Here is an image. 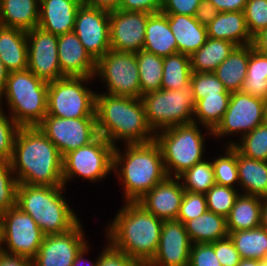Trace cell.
Here are the masks:
<instances>
[{
    "label": "cell",
    "instance_id": "obj_44",
    "mask_svg": "<svg viewBox=\"0 0 267 266\" xmlns=\"http://www.w3.org/2000/svg\"><path fill=\"white\" fill-rule=\"evenodd\" d=\"M243 13L251 37L267 28V0H248Z\"/></svg>",
    "mask_w": 267,
    "mask_h": 266
},
{
    "label": "cell",
    "instance_id": "obj_25",
    "mask_svg": "<svg viewBox=\"0 0 267 266\" xmlns=\"http://www.w3.org/2000/svg\"><path fill=\"white\" fill-rule=\"evenodd\" d=\"M206 28L210 38L227 40L236 46L252 44L243 11L219 12Z\"/></svg>",
    "mask_w": 267,
    "mask_h": 266
},
{
    "label": "cell",
    "instance_id": "obj_28",
    "mask_svg": "<svg viewBox=\"0 0 267 266\" xmlns=\"http://www.w3.org/2000/svg\"><path fill=\"white\" fill-rule=\"evenodd\" d=\"M264 198L252 195H239L226 217L228 232L250 230L260 227L261 209Z\"/></svg>",
    "mask_w": 267,
    "mask_h": 266
},
{
    "label": "cell",
    "instance_id": "obj_55",
    "mask_svg": "<svg viewBox=\"0 0 267 266\" xmlns=\"http://www.w3.org/2000/svg\"><path fill=\"white\" fill-rule=\"evenodd\" d=\"M120 1L121 0H82V3L110 13L119 9Z\"/></svg>",
    "mask_w": 267,
    "mask_h": 266
},
{
    "label": "cell",
    "instance_id": "obj_35",
    "mask_svg": "<svg viewBox=\"0 0 267 266\" xmlns=\"http://www.w3.org/2000/svg\"><path fill=\"white\" fill-rule=\"evenodd\" d=\"M192 69L190 56L175 53L163 58L161 89L178 90L190 85Z\"/></svg>",
    "mask_w": 267,
    "mask_h": 266
},
{
    "label": "cell",
    "instance_id": "obj_33",
    "mask_svg": "<svg viewBox=\"0 0 267 266\" xmlns=\"http://www.w3.org/2000/svg\"><path fill=\"white\" fill-rule=\"evenodd\" d=\"M241 259H267V230L261 226L250 230L228 232Z\"/></svg>",
    "mask_w": 267,
    "mask_h": 266
},
{
    "label": "cell",
    "instance_id": "obj_16",
    "mask_svg": "<svg viewBox=\"0 0 267 266\" xmlns=\"http://www.w3.org/2000/svg\"><path fill=\"white\" fill-rule=\"evenodd\" d=\"M26 33L28 70L46 82L65 77L59 66L58 36L39 27L28 30Z\"/></svg>",
    "mask_w": 267,
    "mask_h": 266
},
{
    "label": "cell",
    "instance_id": "obj_48",
    "mask_svg": "<svg viewBox=\"0 0 267 266\" xmlns=\"http://www.w3.org/2000/svg\"><path fill=\"white\" fill-rule=\"evenodd\" d=\"M214 252L222 266H237L241 257L229 235L214 242Z\"/></svg>",
    "mask_w": 267,
    "mask_h": 266
},
{
    "label": "cell",
    "instance_id": "obj_11",
    "mask_svg": "<svg viewBox=\"0 0 267 266\" xmlns=\"http://www.w3.org/2000/svg\"><path fill=\"white\" fill-rule=\"evenodd\" d=\"M95 74L100 75L115 96L141 98L140 78L134 52L109 50L96 61Z\"/></svg>",
    "mask_w": 267,
    "mask_h": 266
},
{
    "label": "cell",
    "instance_id": "obj_51",
    "mask_svg": "<svg viewBox=\"0 0 267 266\" xmlns=\"http://www.w3.org/2000/svg\"><path fill=\"white\" fill-rule=\"evenodd\" d=\"M164 0H121L119 10L146 13L161 12Z\"/></svg>",
    "mask_w": 267,
    "mask_h": 266
},
{
    "label": "cell",
    "instance_id": "obj_10",
    "mask_svg": "<svg viewBox=\"0 0 267 266\" xmlns=\"http://www.w3.org/2000/svg\"><path fill=\"white\" fill-rule=\"evenodd\" d=\"M115 146L98 136L86 146L70 151L62 158V177L65 183L73 176H82L90 181L104 178L113 170Z\"/></svg>",
    "mask_w": 267,
    "mask_h": 266
},
{
    "label": "cell",
    "instance_id": "obj_49",
    "mask_svg": "<svg viewBox=\"0 0 267 266\" xmlns=\"http://www.w3.org/2000/svg\"><path fill=\"white\" fill-rule=\"evenodd\" d=\"M109 246L99 255L97 266H142L138 261L132 259L124 252L116 250L113 246Z\"/></svg>",
    "mask_w": 267,
    "mask_h": 266
},
{
    "label": "cell",
    "instance_id": "obj_9",
    "mask_svg": "<svg viewBox=\"0 0 267 266\" xmlns=\"http://www.w3.org/2000/svg\"><path fill=\"white\" fill-rule=\"evenodd\" d=\"M92 78L65 76L48 82L47 115L96 118V93L81 84Z\"/></svg>",
    "mask_w": 267,
    "mask_h": 266
},
{
    "label": "cell",
    "instance_id": "obj_12",
    "mask_svg": "<svg viewBox=\"0 0 267 266\" xmlns=\"http://www.w3.org/2000/svg\"><path fill=\"white\" fill-rule=\"evenodd\" d=\"M0 217L3 243L7 244L8 249L2 251L32 260L38 253L45 237L37 223L17 206L1 213Z\"/></svg>",
    "mask_w": 267,
    "mask_h": 266
},
{
    "label": "cell",
    "instance_id": "obj_30",
    "mask_svg": "<svg viewBox=\"0 0 267 266\" xmlns=\"http://www.w3.org/2000/svg\"><path fill=\"white\" fill-rule=\"evenodd\" d=\"M239 182L245 195L267 199V161L248 158L237 151Z\"/></svg>",
    "mask_w": 267,
    "mask_h": 266
},
{
    "label": "cell",
    "instance_id": "obj_8",
    "mask_svg": "<svg viewBox=\"0 0 267 266\" xmlns=\"http://www.w3.org/2000/svg\"><path fill=\"white\" fill-rule=\"evenodd\" d=\"M146 120L153 132L195 122L191 85L178 90L160 89L142 96Z\"/></svg>",
    "mask_w": 267,
    "mask_h": 266
},
{
    "label": "cell",
    "instance_id": "obj_4",
    "mask_svg": "<svg viewBox=\"0 0 267 266\" xmlns=\"http://www.w3.org/2000/svg\"><path fill=\"white\" fill-rule=\"evenodd\" d=\"M126 151L123 156L115 146L113 169L123 178L126 201L137 202L168 176L161 149L155 140L147 143L127 144ZM119 165H123L120 171L117 170Z\"/></svg>",
    "mask_w": 267,
    "mask_h": 266
},
{
    "label": "cell",
    "instance_id": "obj_17",
    "mask_svg": "<svg viewBox=\"0 0 267 266\" xmlns=\"http://www.w3.org/2000/svg\"><path fill=\"white\" fill-rule=\"evenodd\" d=\"M87 245L80 222L62 234L45 235L32 266H72L79 252Z\"/></svg>",
    "mask_w": 267,
    "mask_h": 266
},
{
    "label": "cell",
    "instance_id": "obj_47",
    "mask_svg": "<svg viewBox=\"0 0 267 266\" xmlns=\"http://www.w3.org/2000/svg\"><path fill=\"white\" fill-rule=\"evenodd\" d=\"M188 266H222L214 252V243L193 244Z\"/></svg>",
    "mask_w": 267,
    "mask_h": 266
},
{
    "label": "cell",
    "instance_id": "obj_52",
    "mask_svg": "<svg viewBox=\"0 0 267 266\" xmlns=\"http://www.w3.org/2000/svg\"><path fill=\"white\" fill-rule=\"evenodd\" d=\"M218 13L219 11L209 0H202L195 11L194 18L206 26L216 18Z\"/></svg>",
    "mask_w": 267,
    "mask_h": 266
},
{
    "label": "cell",
    "instance_id": "obj_3",
    "mask_svg": "<svg viewBox=\"0 0 267 266\" xmlns=\"http://www.w3.org/2000/svg\"><path fill=\"white\" fill-rule=\"evenodd\" d=\"M95 115L98 135L114 146L119 139L127 144L155 140L141 98L96 94Z\"/></svg>",
    "mask_w": 267,
    "mask_h": 266
},
{
    "label": "cell",
    "instance_id": "obj_1",
    "mask_svg": "<svg viewBox=\"0 0 267 266\" xmlns=\"http://www.w3.org/2000/svg\"><path fill=\"white\" fill-rule=\"evenodd\" d=\"M62 156L54 143L37 127H20L10 160L19 184L64 186Z\"/></svg>",
    "mask_w": 267,
    "mask_h": 266
},
{
    "label": "cell",
    "instance_id": "obj_22",
    "mask_svg": "<svg viewBox=\"0 0 267 266\" xmlns=\"http://www.w3.org/2000/svg\"><path fill=\"white\" fill-rule=\"evenodd\" d=\"M81 4L82 0H40L38 27L56 36L73 32Z\"/></svg>",
    "mask_w": 267,
    "mask_h": 266
},
{
    "label": "cell",
    "instance_id": "obj_45",
    "mask_svg": "<svg viewBox=\"0 0 267 266\" xmlns=\"http://www.w3.org/2000/svg\"><path fill=\"white\" fill-rule=\"evenodd\" d=\"M20 126L3 113L0 103V161H9L13 155L14 141Z\"/></svg>",
    "mask_w": 267,
    "mask_h": 266
},
{
    "label": "cell",
    "instance_id": "obj_43",
    "mask_svg": "<svg viewBox=\"0 0 267 266\" xmlns=\"http://www.w3.org/2000/svg\"><path fill=\"white\" fill-rule=\"evenodd\" d=\"M9 161H0V214L16 206L18 180Z\"/></svg>",
    "mask_w": 267,
    "mask_h": 266
},
{
    "label": "cell",
    "instance_id": "obj_34",
    "mask_svg": "<svg viewBox=\"0 0 267 266\" xmlns=\"http://www.w3.org/2000/svg\"><path fill=\"white\" fill-rule=\"evenodd\" d=\"M240 92L264 100L267 98V56L257 52L251 44L247 74Z\"/></svg>",
    "mask_w": 267,
    "mask_h": 266
},
{
    "label": "cell",
    "instance_id": "obj_41",
    "mask_svg": "<svg viewBox=\"0 0 267 266\" xmlns=\"http://www.w3.org/2000/svg\"><path fill=\"white\" fill-rule=\"evenodd\" d=\"M227 147L226 155L215 159L212 167L216 184L234 188L233 184L239 182L237 150L232 145Z\"/></svg>",
    "mask_w": 267,
    "mask_h": 266
},
{
    "label": "cell",
    "instance_id": "obj_27",
    "mask_svg": "<svg viewBox=\"0 0 267 266\" xmlns=\"http://www.w3.org/2000/svg\"><path fill=\"white\" fill-rule=\"evenodd\" d=\"M40 0H2L0 25L28 31L38 27Z\"/></svg>",
    "mask_w": 267,
    "mask_h": 266
},
{
    "label": "cell",
    "instance_id": "obj_58",
    "mask_svg": "<svg viewBox=\"0 0 267 266\" xmlns=\"http://www.w3.org/2000/svg\"><path fill=\"white\" fill-rule=\"evenodd\" d=\"M260 226L267 230V199H264L263 201Z\"/></svg>",
    "mask_w": 267,
    "mask_h": 266
},
{
    "label": "cell",
    "instance_id": "obj_56",
    "mask_svg": "<svg viewBox=\"0 0 267 266\" xmlns=\"http://www.w3.org/2000/svg\"><path fill=\"white\" fill-rule=\"evenodd\" d=\"M251 45L257 52L267 56V28L262 29L252 37Z\"/></svg>",
    "mask_w": 267,
    "mask_h": 266
},
{
    "label": "cell",
    "instance_id": "obj_20",
    "mask_svg": "<svg viewBox=\"0 0 267 266\" xmlns=\"http://www.w3.org/2000/svg\"><path fill=\"white\" fill-rule=\"evenodd\" d=\"M180 182L167 177L137 202L161 220H176L185 190Z\"/></svg>",
    "mask_w": 267,
    "mask_h": 266
},
{
    "label": "cell",
    "instance_id": "obj_36",
    "mask_svg": "<svg viewBox=\"0 0 267 266\" xmlns=\"http://www.w3.org/2000/svg\"><path fill=\"white\" fill-rule=\"evenodd\" d=\"M139 78L141 98L143 95L161 89L163 76V57L145 50L135 52Z\"/></svg>",
    "mask_w": 267,
    "mask_h": 266
},
{
    "label": "cell",
    "instance_id": "obj_13",
    "mask_svg": "<svg viewBox=\"0 0 267 266\" xmlns=\"http://www.w3.org/2000/svg\"><path fill=\"white\" fill-rule=\"evenodd\" d=\"M37 127L54 143L62 157L99 136L96 118L68 119L46 115Z\"/></svg>",
    "mask_w": 267,
    "mask_h": 266
},
{
    "label": "cell",
    "instance_id": "obj_37",
    "mask_svg": "<svg viewBox=\"0 0 267 266\" xmlns=\"http://www.w3.org/2000/svg\"><path fill=\"white\" fill-rule=\"evenodd\" d=\"M231 94H213L198 100L195 103L194 114L199 121L205 125V128L212 131L216 128L225 114Z\"/></svg>",
    "mask_w": 267,
    "mask_h": 266
},
{
    "label": "cell",
    "instance_id": "obj_40",
    "mask_svg": "<svg viewBox=\"0 0 267 266\" xmlns=\"http://www.w3.org/2000/svg\"><path fill=\"white\" fill-rule=\"evenodd\" d=\"M239 195L235 188L214 184L205 193L207 210L226 218Z\"/></svg>",
    "mask_w": 267,
    "mask_h": 266
},
{
    "label": "cell",
    "instance_id": "obj_19",
    "mask_svg": "<svg viewBox=\"0 0 267 266\" xmlns=\"http://www.w3.org/2000/svg\"><path fill=\"white\" fill-rule=\"evenodd\" d=\"M191 247L181 221L163 220L157 252L146 266H188Z\"/></svg>",
    "mask_w": 267,
    "mask_h": 266
},
{
    "label": "cell",
    "instance_id": "obj_7",
    "mask_svg": "<svg viewBox=\"0 0 267 266\" xmlns=\"http://www.w3.org/2000/svg\"><path fill=\"white\" fill-rule=\"evenodd\" d=\"M155 141L159 145L164 167L168 177L171 169L178 178L186 170L203 160L204 138L195 122L181 124L155 133Z\"/></svg>",
    "mask_w": 267,
    "mask_h": 266
},
{
    "label": "cell",
    "instance_id": "obj_42",
    "mask_svg": "<svg viewBox=\"0 0 267 266\" xmlns=\"http://www.w3.org/2000/svg\"><path fill=\"white\" fill-rule=\"evenodd\" d=\"M190 85L195 103L207 94H231L214 72H192Z\"/></svg>",
    "mask_w": 267,
    "mask_h": 266
},
{
    "label": "cell",
    "instance_id": "obj_50",
    "mask_svg": "<svg viewBox=\"0 0 267 266\" xmlns=\"http://www.w3.org/2000/svg\"><path fill=\"white\" fill-rule=\"evenodd\" d=\"M202 0H164L161 12L194 16Z\"/></svg>",
    "mask_w": 267,
    "mask_h": 266
},
{
    "label": "cell",
    "instance_id": "obj_60",
    "mask_svg": "<svg viewBox=\"0 0 267 266\" xmlns=\"http://www.w3.org/2000/svg\"><path fill=\"white\" fill-rule=\"evenodd\" d=\"M237 266H257V260L254 259H241Z\"/></svg>",
    "mask_w": 267,
    "mask_h": 266
},
{
    "label": "cell",
    "instance_id": "obj_63",
    "mask_svg": "<svg viewBox=\"0 0 267 266\" xmlns=\"http://www.w3.org/2000/svg\"><path fill=\"white\" fill-rule=\"evenodd\" d=\"M265 108H266V115H267V98L265 99Z\"/></svg>",
    "mask_w": 267,
    "mask_h": 266
},
{
    "label": "cell",
    "instance_id": "obj_57",
    "mask_svg": "<svg viewBox=\"0 0 267 266\" xmlns=\"http://www.w3.org/2000/svg\"><path fill=\"white\" fill-rule=\"evenodd\" d=\"M8 74H9V72L5 68V66L2 62V59L0 57V102L2 101L1 97H2V94H3L5 87H6Z\"/></svg>",
    "mask_w": 267,
    "mask_h": 266
},
{
    "label": "cell",
    "instance_id": "obj_29",
    "mask_svg": "<svg viewBox=\"0 0 267 266\" xmlns=\"http://www.w3.org/2000/svg\"><path fill=\"white\" fill-rule=\"evenodd\" d=\"M249 45L236 46L230 55L215 69L214 74L227 91H240L246 78Z\"/></svg>",
    "mask_w": 267,
    "mask_h": 266
},
{
    "label": "cell",
    "instance_id": "obj_6",
    "mask_svg": "<svg viewBox=\"0 0 267 266\" xmlns=\"http://www.w3.org/2000/svg\"><path fill=\"white\" fill-rule=\"evenodd\" d=\"M5 95L11 117L20 127L38 126L47 115L48 82L30 70L10 72Z\"/></svg>",
    "mask_w": 267,
    "mask_h": 266
},
{
    "label": "cell",
    "instance_id": "obj_38",
    "mask_svg": "<svg viewBox=\"0 0 267 266\" xmlns=\"http://www.w3.org/2000/svg\"><path fill=\"white\" fill-rule=\"evenodd\" d=\"M175 179L177 181L185 180V182H182L185 191L204 194L216 184L212 162L204 160L196 163Z\"/></svg>",
    "mask_w": 267,
    "mask_h": 266
},
{
    "label": "cell",
    "instance_id": "obj_18",
    "mask_svg": "<svg viewBox=\"0 0 267 266\" xmlns=\"http://www.w3.org/2000/svg\"><path fill=\"white\" fill-rule=\"evenodd\" d=\"M149 15L146 12L119 9L110 12L111 50L134 53L142 50Z\"/></svg>",
    "mask_w": 267,
    "mask_h": 266
},
{
    "label": "cell",
    "instance_id": "obj_15",
    "mask_svg": "<svg viewBox=\"0 0 267 266\" xmlns=\"http://www.w3.org/2000/svg\"><path fill=\"white\" fill-rule=\"evenodd\" d=\"M109 15L107 11L83 3L76 13L73 32L95 61L111 49Z\"/></svg>",
    "mask_w": 267,
    "mask_h": 266
},
{
    "label": "cell",
    "instance_id": "obj_59",
    "mask_svg": "<svg viewBox=\"0 0 267 266\" xmlns=\"http://www.w3.org/2000/svg\"><path fill=\"white\" fill-rule=\"evenodd\" d=\"M88 247L86 246L84 249H82L79 254L76 256V258L74 259L72 266H78L80 262H84V258L83 255L87 252ZM98 264V259L96 260L95 264H91V266H97Z\"/></svg>",
    "mask_w": 267,
    "mask_h": 266
},
{
    "label": "cell",
    "instance_id": "obj_39",
    "mask_svg": "<svg viewBox=\"0 0 267 266\" xmlns=\"http://www.w3.org/2000/svg\"><path fill=\"white\" fill-rule=\"evenodd\" d=\"M241 144L229 143L240 154L255 160L267 161V123L260 124L241 137Z\"/></svg>",
    "mask_w": 267,
    "mask_h": 266
},
{
    "label": "cell",
    "instance_id": "obj_14",
    "mask_svg": "<svg viewBox=\"0 0 267 266\" xmlns=\"http://www.w3.org/2000/svg\"><path fill=\"white\" fill-rule=\"evenodd\" d=\"M264 122H266L264 99L240 91L231 92L228 108L212 134L223 137L226 134L242 131L244 136Z\"/></svg>",
    "mask_w": 267,
    "mask_h": 266
},
{
    "label": "cell",
    "instance_id": "obj_46",
    "mask_svg": "<svg viewBox=\"0 0 267 266\" xmlns=\"http://www.w3.org/2000/svg\"><path fill=\"white\" fill-rule=\"evenodd\" d=\"M206 211L207 203L204 193L185 191L176 220L185 224L187 221L201 216Z\"/></svg>",
    "mask_w": 267,
    "mask_h": 266
},
{
    "label": "cell",
    "instance_id": "obj_54",
    "mask_svg": "<svg viewBox=\"0 0 267 266\" xmlns=\"http://www.w3.org/2000/svg\"><path fill=\"white\" fill-rule=\"evenodd\" d=\"M0 266H32V260L18 255L5 252L0 253Z\"/></svg>",
    "mask_w": 267,
    "mask_h": 266
},
{
    "label": "cell",
    "instance_id": "obj_61",
    "mask_svg": "<svg viewBox=\"0 0 267 266\" xmlns=\"http://www.w3.org/2000/svg\"><path fill=\"white\" fill-rule=\"evenodd\" d=\"M1 244H3V237H2V220H1V217H0V253L3 250V247L1 246Z\"/></svg>",
    "mask_w": 267,
    "mask_h": 266
},
{
    "label": "cell",
    "instance_id": "obj_53",
    "mask_svg": "<svg viewBox=\"0 0 267 266\" xmlns=\"http://www.w3.org/2000/svg\"><path fill=\"white\" fill-rule=\"evenodd\" d=\"M219 12L243 11L248 0H209Z\"/></svg>",
    "mask_w": 267,
    "mask_h": 266
},
{
    "label": "cell",
    "instance_id": "obj_23",
    "mask_svg": "<svg viewBox=\"0 0 267 266\" xmlns=\"http://www.w3.org/2000/svg\"><path fill=\"white\" fill-rule=\"evenodd\" d=\"M168 23L177 43V52L191 56L205 44L207 28L194 16L166 14Z\"/></svg>",
    "mask_w": 267,
    "mask_h": 266
},
{
    "label": "cell",
    "instance_id": "obj_26",
    "mask_svg": "<svg viewBox=\"0 0 267 266\" xmlns=\"http://www.w3.org/2000/svg\"><path fill=\"white\" fill-rule=\"evenodd\" d=\"M143 50L163 58L178 53L177 43L166 14L157 12L149 15Z\"/></svg>",
    "mask_w": 267,
    "mask_h": 266
},
{
    "label": "cell",
    "instance_id": "obj_62",
    "mask_svg": "<svg viewBox=\"0 0 267 266\" xmlns=\"http://www.w3.org/2000/svg\"><path fill=\"white\" fill-rule=\"evenodd\" d=\"M257 266H267V259L266 260H257Z\"/></svg>",
    "mask_w": 267,
    "mask_h": 266
},
{
    "label": "cell",
    "instance_id": "obj_24",
    "mask_svg": "<svg viewBox=\"0 0 267 266\" xmlns=\"http://www.w3.org/2000/svg\"><path fill=\"white\" fill-rule=\"evenodd\" d=\"M0 57L9 73L27 70L28 45L26 31L0 25Z\"/></svg>",
    "mask_w": 267,
    "mask_h": 266
},
{
    "label": "cell",
    "instance_id": "obj_5",
    "mask_svg": "<svg viewBox=\"0 0 267 266\" xmlns=\"http://www.w3.org/2000/svg\"><path fill=\"white\" fill-rule=\"evenodd\" d=\"M64 187L18 184L16 206L30 215L45 235L65 233L79 220L62 197Z\"/></svg>",
    "mask_w": 267,
    "mask_h": 266
},
{
    "label": "cell",
    "instance_id": "obj_31",
    "mask_svg": "<svg viewBox=\"0 0 267 266\" xmlns=\"http://www.w3.org/2000/svg\"><path fill=\"white\" fill-rule=\"evenodd\" d=\"M184 225L192 244L214 243L228 236L226 218L208 210Z\"/></svg>",
    "mask_w": 267,
    "mask_h": 266
},
{
    "label": "cell",
    "instance_id": "obj_32",
    "mask_svg": "<svg viewBox=\"0 0 267 266\" xmlns=\"http://www.w3.org/2000/svg\"><path fill=\"white\" fill-rule=\"evenodd\" d=\"M235 47L230 41L208 37L205 44L190 56L192 72H214Z\"/></svg>",
    "mask_w": 267,
    "mask_h": 266
},
{
    "label": "cell",
    "instance_id": "obj_2",
    "mask_svg": "<svg viewBox=\"0 0 267 266\" xmlns=\"http://www.w3.org/2000/svg\"><path fill=\"white\" fill-rule=\"evenodd\" d=\"M126 203L108 229L109 244L146 266L157 252L163 220L138 202Z\"/></svg>",
    "mask_w": 267,
    "mask_h": 266
},
{
    "label": "cell",
    "instance_id": "obj_21",
    "mask_svg": "<svg viewBox=\"0 0 267 266\" xmlns=\"http://www.w3.org/2000/svg\"><path fill=\"white\" fill-rule=\"evenodd\" d=\"M58 58L64 76L93 77L96 61L89 55L74 32L58 36Z\"/></svg>",
    "mask_w": 267,
    "mask_h": 266
}]
</instances>
